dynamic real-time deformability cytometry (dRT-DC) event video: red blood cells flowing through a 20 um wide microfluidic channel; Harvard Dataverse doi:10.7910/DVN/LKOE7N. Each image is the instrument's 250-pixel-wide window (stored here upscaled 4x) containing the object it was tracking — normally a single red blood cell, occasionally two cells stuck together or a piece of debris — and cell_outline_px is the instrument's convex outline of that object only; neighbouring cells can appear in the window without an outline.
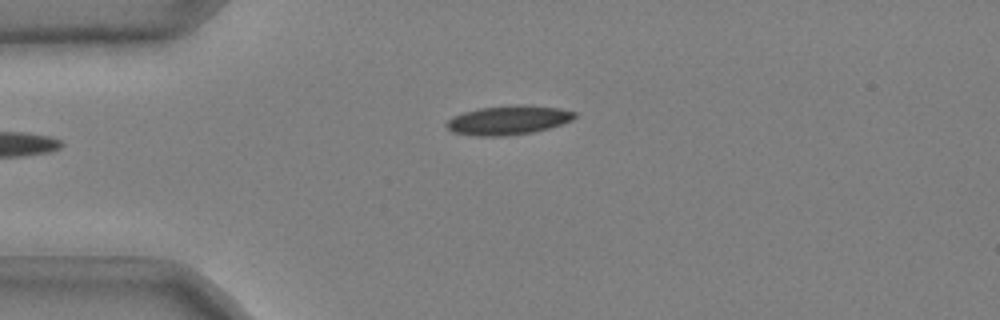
{"species": "common noctule bat (a hibernating species)", "species_latin": "Nyctalus noctula", "temperature_condition": "cold", "stored_images_in_passage": 36, "camera_frame_rate_fps": 3000, "um_per_image_px": 0.085, "animal": {"sex": "male", "body_mass_g": 20.4}, "frame": {"image": 1, "passage_image": 1, "time_ms": 0.0, "image_size_px": [1000, 320], "cell_outline_px": [[576, 116], [572, 120], [548, 128], [532, 132], [504, 136], [472, 136], [452, 132], [444, 124], [452, 116], [464, 112], [480, 108], [508, 104], [524, 104], [560, 108], [576, 112]], "centroid_in_image_um": [43.18, 10.2], "position_along_channel_um": 41.8, "area_um2": 21.96}}
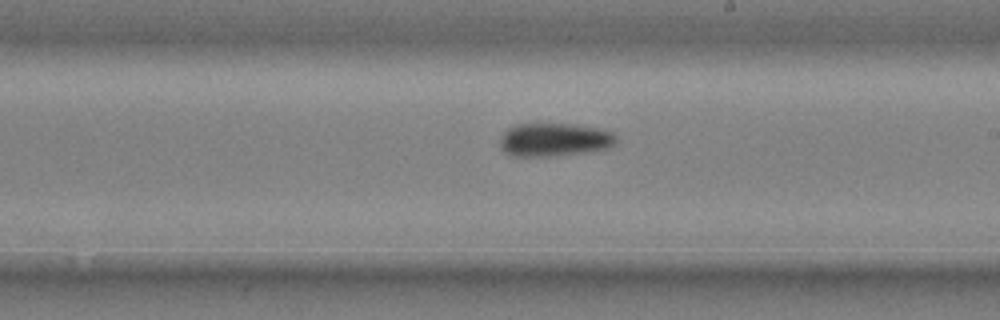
{"frame": {"image": 2, "passage_image": 19, "time_ms": 6.0, "image_size_px": [1000, 320], "cell_outline_px": [[616, 140], [608, 148], [584, 152], [552, 156], [512, 156], [504, 152], [500, 148], [500, 136], [508, 128], [516, 124], [572, 124], [604, 128], [612, 132], [616, 136]], "centroid_in_image_um": [47.09, 11.86], "position_along_channel_um": 241.9, "area_um2": 22.66}}
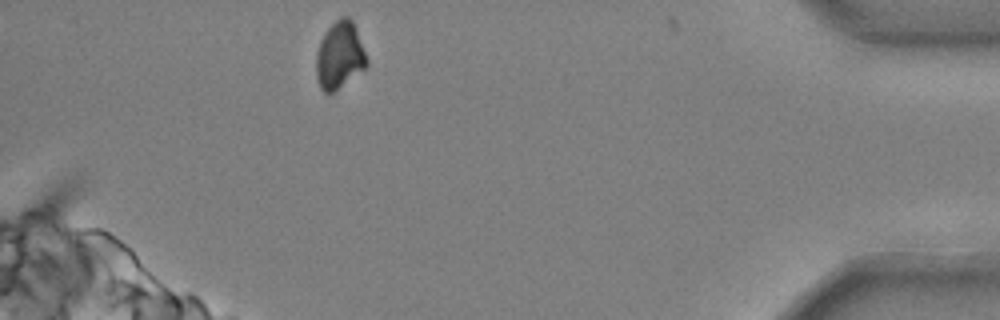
{"frame": {"image": 3, "passage_image": 36, "time_ms": 11.667, "image_size_px": [1000, 320], "cell_outline_px": [[368, 64], [364, 68], [328, 96], [320, 88], [316, 76], [316, 52], [320, 40], [324, 32], [340, 16], [348, 16], [352, 20], [368, 60]], "centroid_in_image_um": [28.83, 4.71], "position_along_channel_um": 406.4, "area_um2": 19.71}, "authors_computed_cell_mechanics": {"area_um2": 21.964, "velocity_mm_per_s": 3.7042, "shape_relaxation_time_tau1_ms": 4.7889, "shape_relaxation_time_tau2_ms": null, "deformation_change_tau1": 0.1169, "deformation_change_tau2": null}}